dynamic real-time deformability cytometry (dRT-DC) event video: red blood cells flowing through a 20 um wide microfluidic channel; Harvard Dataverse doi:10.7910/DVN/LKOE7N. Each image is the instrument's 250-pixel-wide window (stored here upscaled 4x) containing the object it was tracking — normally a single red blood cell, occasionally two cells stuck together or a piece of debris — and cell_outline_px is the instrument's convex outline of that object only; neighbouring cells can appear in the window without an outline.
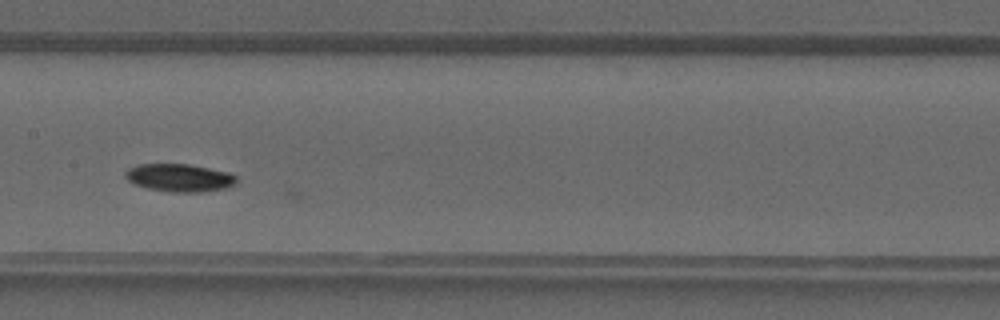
{"species": "common noctule bat (a hibernating species)", "species_latin": "Nyctalus noctula", "temperature_condition": "warm", "stored_images_in_passage": 24, "camera_frame_rate_fps": 3000, "um_per_image_px": 0.085, "animal": {"sex": "male", "forearm_length_mm": 52.5}, "frame": {"image": 1, "passage_image": 16, "time_ms": 5.0, "image_size_px": [1000, 320], "cell_outline_px": [[236, 184], [228, 188], [200, 192], [168, 192], [148, 188], [136, 184], [128, 180], [124, 176], [124, 172], [128, 168], [140, 164], [188, 164], [228, 172], [236, 176]], "centroid_in_image_um": [15.26, 15.11], "position_along_channel_um": 192.1, "area_um2": 18.03}}
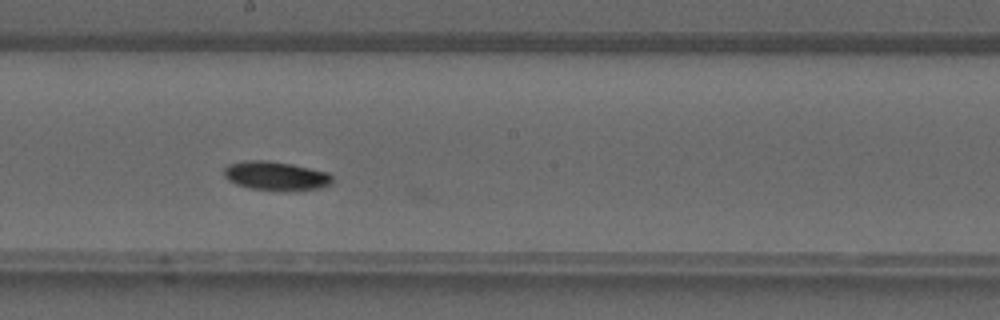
{"frame": {"image": 2, "passage_image": 18, "time_ms": 5.667, "image_size_px": [1000, 320], "cell_outline_px": [[332, 184], [324, 188], [296, 192], [284, 192], [248, 188], [236, 184], [228, 180], [224, 176], [224, 168], [228, 164], [244, 160], [268, 160], [292, 164], [328, 172], [332, 176]], "centroid_in_image_um": [23.48, 14.98], "position_along_channel_um": 224.7, "area_um2": 18.96}}
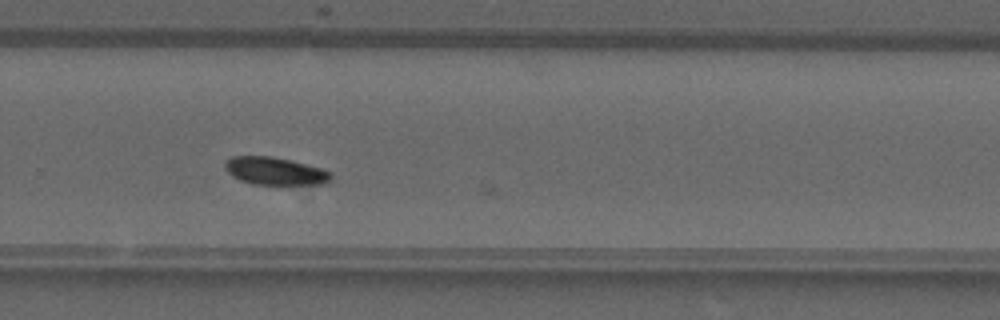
{"frame": {"image": 3, "passage_image": 23, "time_ms": 7.333, "image_size_px": [1000, 320], "cell_outline_px": [[332, 180], [328, 184], [284, 188], [280, 188], [252, 184], [240, 180], [232, 176], [224, 168], [224, 164], [232, 156], [272, 156], [320, 168], [332, 172]], "centroid_in_image_um": [23.45, 14.63], "position_along_channel_um": 306.3, "area_um2": 18.21}}